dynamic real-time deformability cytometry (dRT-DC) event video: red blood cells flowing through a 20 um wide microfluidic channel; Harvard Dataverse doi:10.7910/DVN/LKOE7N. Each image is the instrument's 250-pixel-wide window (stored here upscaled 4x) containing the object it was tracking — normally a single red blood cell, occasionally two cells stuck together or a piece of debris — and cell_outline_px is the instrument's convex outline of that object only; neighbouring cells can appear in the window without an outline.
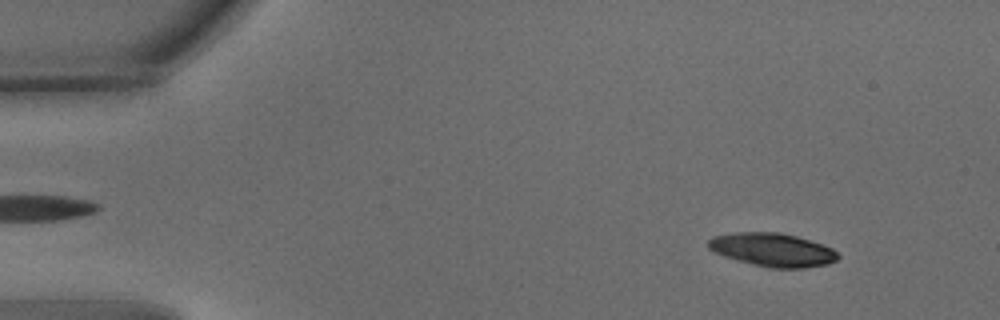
{"species": "common noctule bat (a hibernating species)", "species_latin": "Nyctalus noctula", "temperature_condition": "warm", "stored_images_in_passage": 55, "camera_frame_rate_fps": 3000, "um_per_image_px": 0.085, "animal": {"sex": "male", "body_mass_g": 15.6}, "frame": {"image": 1, "passage_image": 6, "time_ms": 1.667, "image_size_px": [1000, 320], "cell_outline_px": [[840, 256], [836, 260], [828, 264], [804, 268], [768, 268], [724, 256], [708, 248], [708, 240], [712, 236], [736, 232], [780, 232], [796, 236], [832, 248]], "centroid_in_image_um": [65.66, 21.23], "position_along_channel_um": 19.3, "area_um2": 25.09}}
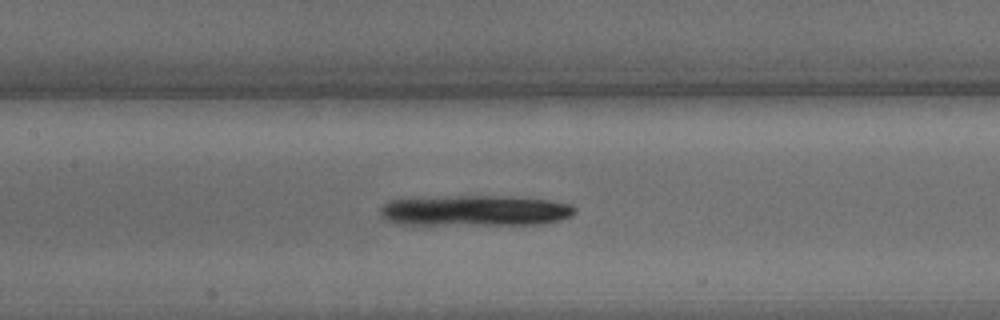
{"frame": {"image": 2, "passage_image": 26, "time_ms": 8.333, "image_size_px": [1000, 320], "cell_outline_px": [[576, 212], [572, 216], [560, 220], [540, 224], [396, 224], [384, 220], [380, 216], [380, 208], [388, 200], [460, 196], [512, 196], [552, 200], [572, 204], [576, 208]], "centroid_in_image_um": [40.42, 17.9], "position_along_channel_um": 167.0, "area_um2": 34.97}}
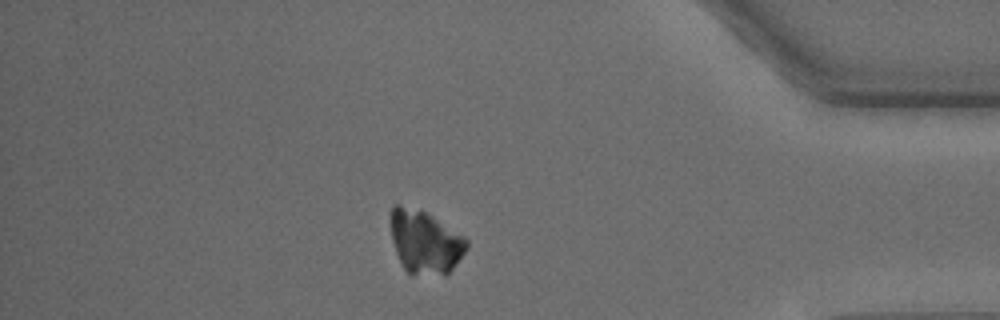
{"frame": {"image": 3, "passage_image": 48, "time_ms": 15.667, "image_size_px": [1000, 320], "cell_outline_px": [[468, 248], [452, 268], [444, 276], [412, 276], [404, 268], [396, 252], [392, 240], [388, 220], [388, 216], [392, 208], [396, 204], [400, 204], [424, 212], [432, 216], [464, 236], [468, 240]], "centroid_in_image_um": [36.09, 20.59], "position_along_channel_um": 399.1, "area_um2": 28.32}, "authors_computed_cell_mechanics": {"area_um2": 29.6514, "velocity_mm_per_s": 3.6236, "shape_relaxation_time_tau1_ms": 5.7593, "shape_relaxation_time_tau2_ms": null, "deformation_change_tau1": 0.1794, "deformation_change_tau2": null}}